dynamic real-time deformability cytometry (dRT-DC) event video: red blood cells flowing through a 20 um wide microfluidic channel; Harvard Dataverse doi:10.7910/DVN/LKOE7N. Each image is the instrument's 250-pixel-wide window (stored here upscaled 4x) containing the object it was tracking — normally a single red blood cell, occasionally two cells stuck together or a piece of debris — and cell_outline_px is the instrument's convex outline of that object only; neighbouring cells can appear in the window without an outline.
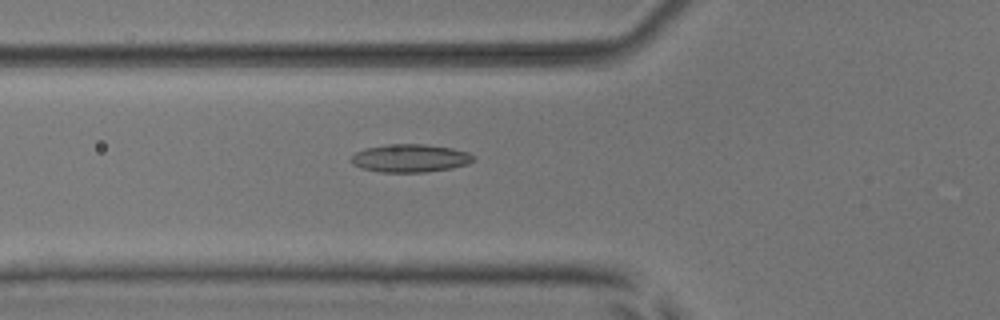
{"species": "common noctule bat (a hibernating species)", "species_latin": "Nyctalus noctula", "temperature_condition": "room temperature", "stored_images_in_passage": 53, "camera_frame_rate_fps": 3000, "um_per_image_px": 0.085, "animal": {"sex": "male", "body_mass_g": 17.9, "forearm_length_mm": 54.2}, "frame": {"image": 1, "passage_image": 20, "time_ms": 6.333, "image_size_px": [1000, 320], "cell_outline_px": [[476, 156], [468, 164], [452, 168], [424, 172], [380, 172], [364, 168], [352, 164], [352, 156], [356, 152], [364, 148], [388, 144], [424, 144], [452, 148], [468, 152]], "centroid_in_image_um": [34.88, 13.44], "position_along_channel_um": 90.9, "area_um2": 19.88}}
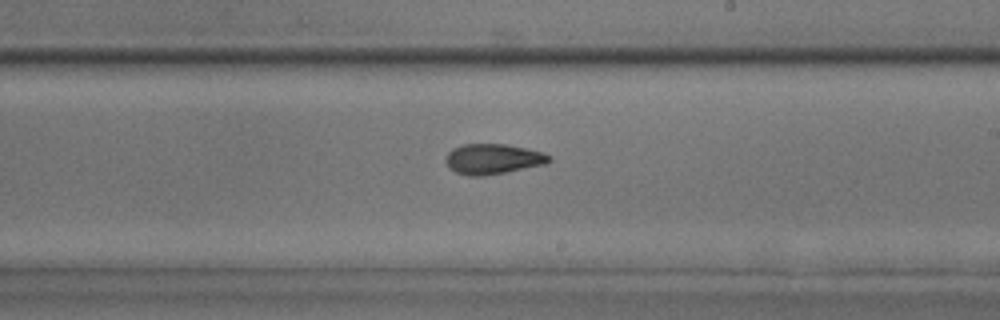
{"frame": {"image": 2, "passage_image": 32, "time_ms": 10.333, "image_size_px": [1000, 320], "cell_outline_px": [[552, 160], [548, 164], [508, 172], [484, 176], [468, 176], [456, 172], [448, 168], [444, 160], [448, 152], [452, 148], [460, 144], [508, 144], [544, 152], [552, 156]], "centroid_in_image_um": [41.92, 13.52], "position_along_channel_um": 247.1, "area_um2": 18.79}}
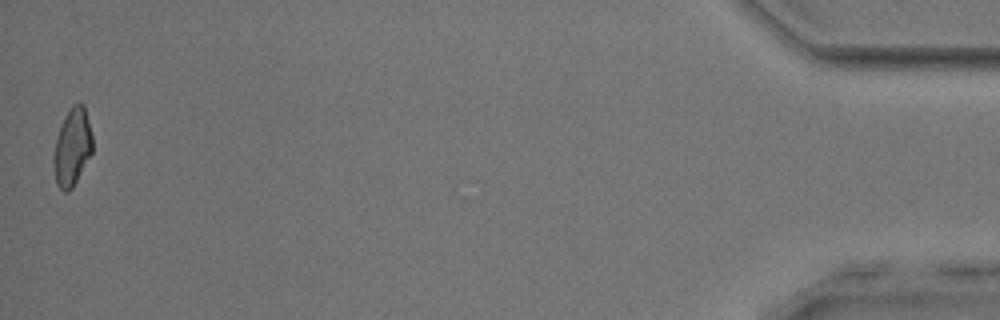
{"frame": {"image": 3, "passage_image": 53, "time_ms": 17.333, "image_size_px": [1000, 320], "cell_outline_px": [[92, 152], [72, 188], [68, 192], [64, 192], [56, 184], [52, 160], [56, 140], [64, 116], [72, 104], [80, 100], [84, 104], [92, 136]], "centroid_in_image_um": [6.13, 12.48], "position_along_channel_um": 429.1, "area_um2": 17.57}, "authors_computed_cell_mechanics": {"area_um2": 18.496, "velocity_mm_per_s": 3.9124, "shape_relaxation_time_tau1_ms": 7.9117, "shape_relaxation_time_tau2_ms": 3.8756, "deformation_change_tau1": 0.1585, "deformation_change_tau2": 0.1077}}